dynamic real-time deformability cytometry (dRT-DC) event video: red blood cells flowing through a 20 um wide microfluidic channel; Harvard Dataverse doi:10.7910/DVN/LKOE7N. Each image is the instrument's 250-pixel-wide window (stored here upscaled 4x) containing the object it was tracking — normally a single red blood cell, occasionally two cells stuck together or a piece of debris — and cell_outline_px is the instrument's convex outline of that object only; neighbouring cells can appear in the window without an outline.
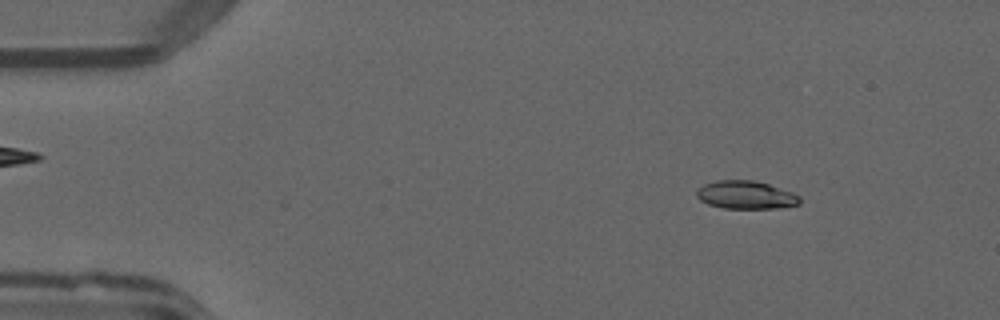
{"species": "common noctule bat (a hibernating species)", "species_latin": "Nyctalus noctula", "temperature_condition": "warm", "stored_images_in_passage": 50, "camera_frame_rate_fps": 3000, "um_per_image_px": 0.085, "animal": {"sex": "male", "forearm_length_mm": 52.5}, "frame": {"image": 1, "passage_image": 6, "time_ms": 1.667, "image_size_px": [1000, 320], "cell_outline_px": [[800, 204], [776, 208], [724, 208], [708, 204], [700, 200], [696, 196], [696, 188], [704, 184], [716, 180], [752, 180], [768, 184], [792, 192], [800, 196]], "centroid_in_image_um": [63.36, 16.56], "position_along_channel_um": 21.6, "area_um2": 16.88}}
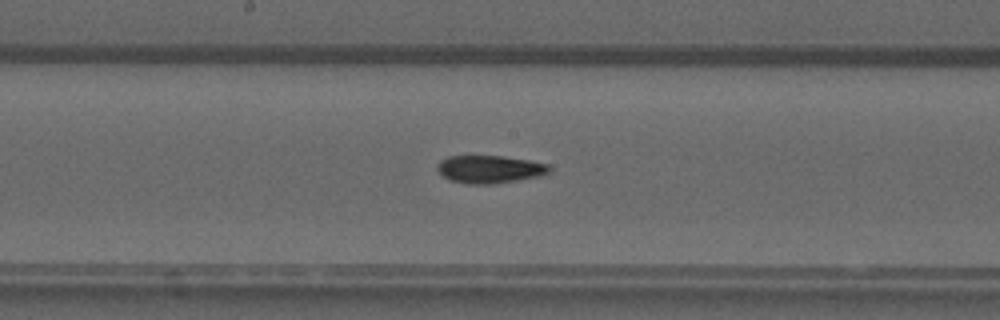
{"frame": {"image": 2, "passage_image": 26, "time_ms": 8.333, "image_size_px": [1000, 320], "cell_outline_px": [[552, 168], [548, 176], [496, 184], [468, 184], [448, 180], [436, 168], [436, 164], [440, 160], [448, 156], [504, 156], [528, 160], [548, 164]], "centroid_in_image_um": [41.69, 14.4], "position_along_channel_um": 206.5, "area_um2": 18.67}}
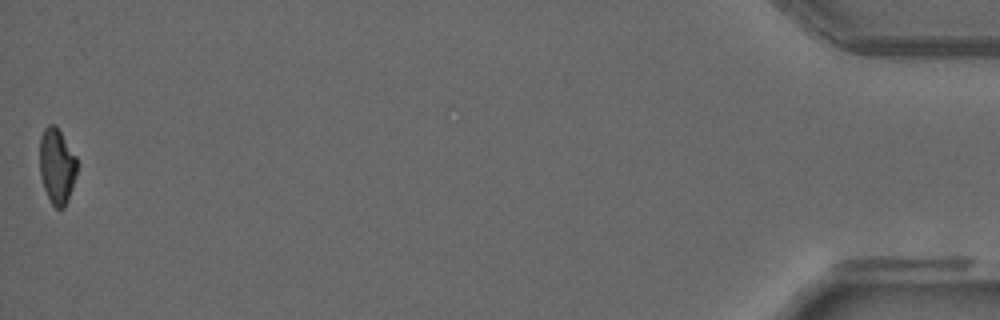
{"frame": {"image": 3, "passage_image": 50, "time_ms": 16.333, "image_size_px": [1000, 320], "cell_outline_px": [[76, 172], [72, 188], [68, 200], [64, 208], [56, 208], [52, 204], [44, 188], [40, 176], [40, 136], [44, 128], [48, 124], [56, 124], [76, 156]], "centroid_in_image_um": [4.82, 14.08], "position_along_channel_um": 430.4, "area_um2": 16.42}, "authors_computed_cell_mechanics": {"area_um2": 17.6579, "velocity_mm_per_s": 4.0428, "shape_relaxation_time_tau1_ms": 4.8375, "shape_relaxation_time_tau2_ms": 5.3562, "deformation_change_tau1": 0.1801, "deformation_change_tau2": 0.1089}}